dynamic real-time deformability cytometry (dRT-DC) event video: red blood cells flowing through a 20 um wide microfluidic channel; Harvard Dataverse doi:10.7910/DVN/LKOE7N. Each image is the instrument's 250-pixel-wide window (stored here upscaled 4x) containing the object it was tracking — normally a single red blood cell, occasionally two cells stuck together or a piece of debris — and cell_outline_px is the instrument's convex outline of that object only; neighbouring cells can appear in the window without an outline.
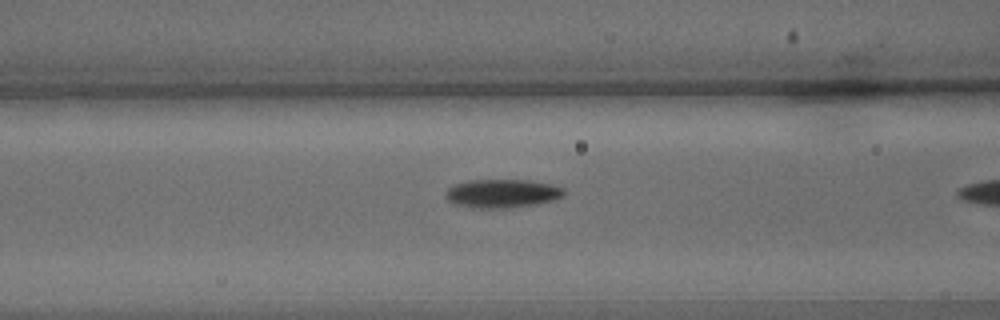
{"species": "common noctule bat (a hibernating species)", "species_latin": "Nyctalus noctula", "temperature_condition": "warm", "stored_images_in_passage": 11, "camera_frame_rate_fps": 3000, "um_per_image_px": 0.085, "animal": {"sex": "male", "body_mass_g": 15.6}, "frame": {"image": 1, "passage_image": 10, "time_ms": 3.0, "image_size_px": [1000, 320], "cell_outline_px": [[568, 192], [564, 196], [552, 200], [536, 204], [508, 208], [480, 208], [456, 204], [448, 200], [444, 196], [448, 188], [456, 184], [468, 180], [528, 180], [552, 184], [564, 188]], "centroid_in_image_um": [42.73, 16.44], "position_along_channel_um": 123.9, "area_um2": 19.71}}